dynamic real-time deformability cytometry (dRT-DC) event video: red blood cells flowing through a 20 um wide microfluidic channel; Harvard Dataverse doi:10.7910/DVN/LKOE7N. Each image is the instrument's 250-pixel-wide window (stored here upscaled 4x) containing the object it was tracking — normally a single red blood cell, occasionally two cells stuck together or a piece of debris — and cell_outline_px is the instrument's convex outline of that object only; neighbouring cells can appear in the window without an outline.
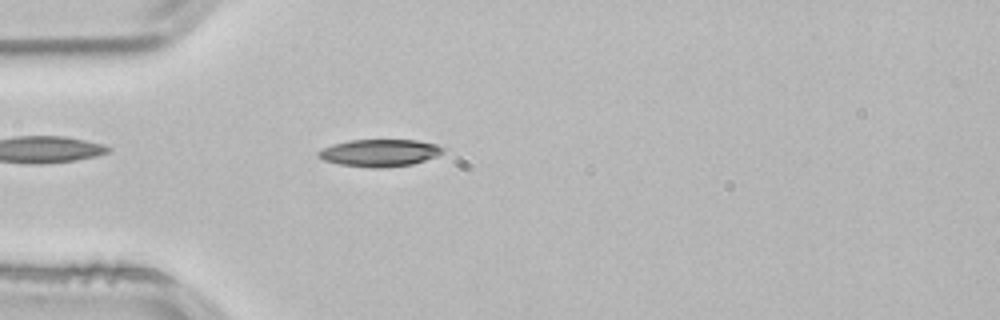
{"species": "common noctule bat (a hibernating species)", "species_latin": "Nyctalus noctula", "temperature_condition": "room temperature", "stored_images_in_passage": 52, "camera_frame_rate_fps": 3000, "um_per_image_px": 0.085, "animal": {"sex": "male", "body_mass_g": 21.5, "forearm_length_mm": 52.0}, "frame": {"image": 1, "passage_image": 14, "time_ms": 4.333, "image_size_px": [1000, 320], "cell_outline_px": [[444, 152], [436, 156], [412, 164], [380, 168], [372, 168], [340, 164], [324, 160], [316, 156], [316, 152], [332, 144], [352, 140], [416, 140], [436, 144], [444, 148]], "centroid_in_image_um": [32.26, 12.99], "position_along_channel_um": 52.7, "area_um2": 19.65}}
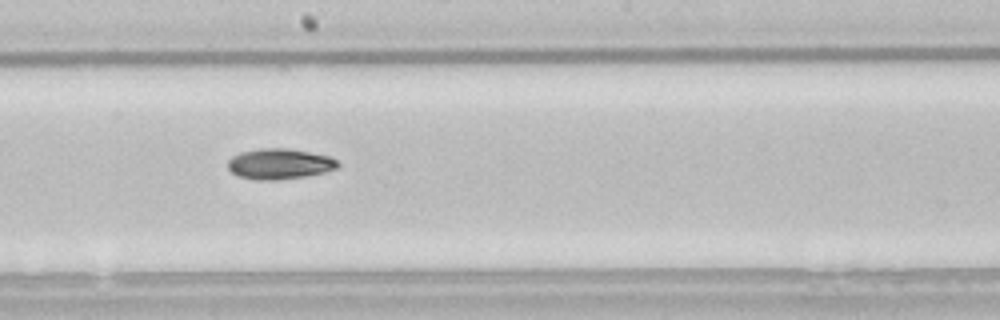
{"frame": {"image": 2, "passage_image": 28, "time_ms": 9.0, "image_size_px": [1000, 320], "cell_outline_px": [[340, 164], [336, 168], [324, 172], [304, 176], [276, 180], [256, 180], [240, 176], [232, 172], [228, 168], [228, 160], [232, 156], [240, 152], [260, 148], [288, 148], [328, 156], [336, 160]], "centroid_in_image_um": [23.73, 13.92], "position_along_channel_um": 224.5, "area_um2": 19.42}}
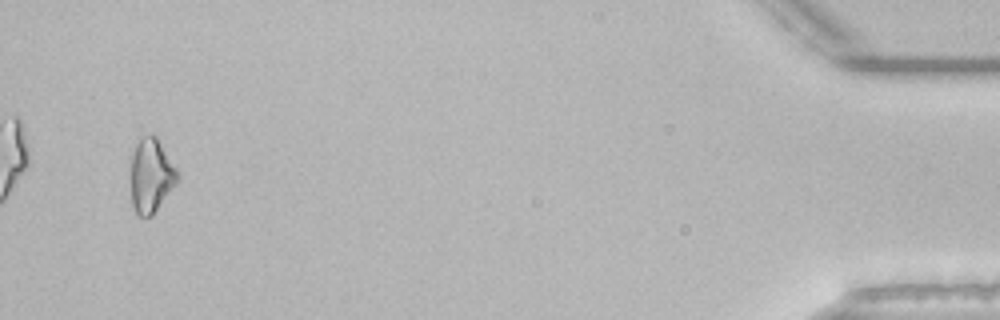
{"frame": {"image": 3, "passage_image": 50, "time_ms": 16.333, "image_size_px": [1000, 320], "cell_outline_px": [[180, 180], [152, 216], [136, 216], [132, 208], [132, 156], [136, 144], [140, 136], [156, 136], [176, 168], [180, 176]], "centroid_in_image_um": [12.87, 14.97], "position_along_channel_um": 422.3, "area_um2": 20.11}, "authors_computed_cell_mechanics": {"area_um2": 19.0451, "velocity_mm_per_s": 3.8474, "shape_relaxation_time_tau1_ms": 5.5585, "shape_relaxation_time_tau2_ms": null, "deformation_change_tau1": 0.1455, "deformation_change_tau2": null}}